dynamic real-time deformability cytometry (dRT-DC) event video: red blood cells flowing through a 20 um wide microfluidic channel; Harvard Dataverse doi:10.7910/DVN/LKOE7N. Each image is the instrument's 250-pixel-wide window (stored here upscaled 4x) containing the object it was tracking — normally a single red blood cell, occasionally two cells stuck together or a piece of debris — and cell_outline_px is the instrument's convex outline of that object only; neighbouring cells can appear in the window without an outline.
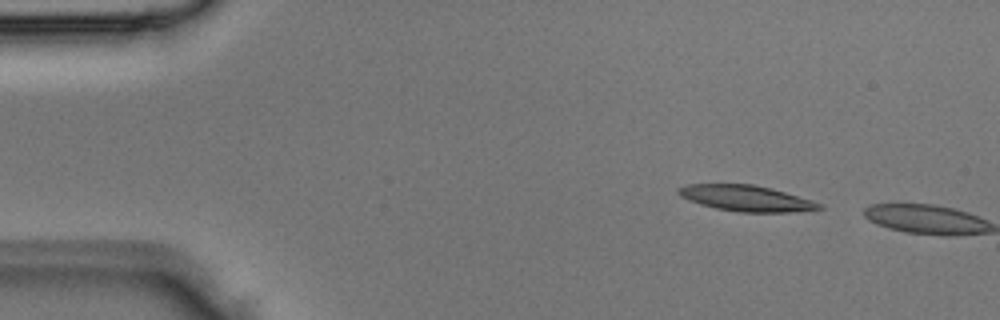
{"species": "Egyptian fruit bat (a non-hibernating species)", "species_latin": "Rousettus aegyptiacus", "temperature_condition": "room temperature", "stored_images_in_passage": 3, "camera_frame_rate_fps": 3000, "um_per_image_px": 0.085, "animal": {"sex": "male"}, "frame": {"image": 1, "passage_image": 1, "time_ms": 0.0, "image_size_px": [1000, 320], "cell_outline_px": [[824, 208], [788, 212], [736, 212], [716, 208], [700, 204], [688, 200], [680, 196], [676, 192], [676, 188], [688, 184], [752, 184], [772, 188], [812, 200], [824, 204]], "centroid_in_image_um": [63.41, 16.85], "position_along_channel_um": 21.6, "area_um2": 21.33}}